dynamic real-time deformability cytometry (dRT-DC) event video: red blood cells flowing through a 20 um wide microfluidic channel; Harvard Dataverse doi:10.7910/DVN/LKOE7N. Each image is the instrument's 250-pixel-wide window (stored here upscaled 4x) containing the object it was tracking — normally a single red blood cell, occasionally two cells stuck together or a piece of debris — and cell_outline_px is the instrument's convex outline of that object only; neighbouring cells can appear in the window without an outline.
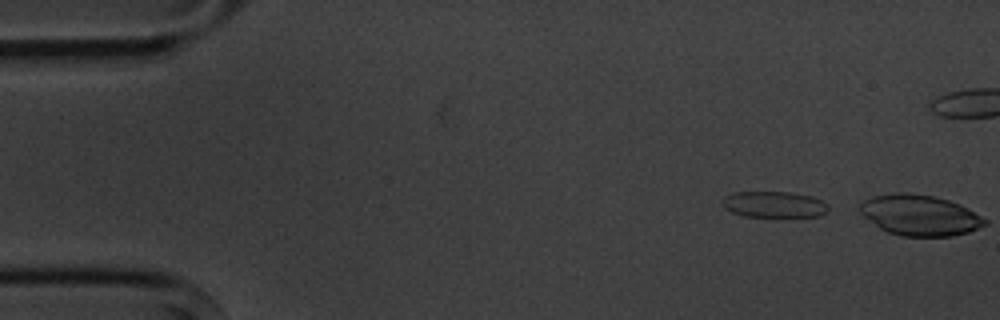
{"species": "common noctule bat (a hibernating species)", "species_latin": "Nyctalus noctula", "temperature_condition": "cold", "stored_images_in_passage": 10, "segment_of_instrument_passage": [1, 2], "camera_frame_rate_fps": 3000, "um_per_image_px": 0.085, "animal": {"sex": "male", "body_mass_g": 20.1, "forearm_length_mm": 53.5}, "frame": {"image": 1, "passage_image": 1, "time_ms": 0.0, "image_size_px": [1000, 320], "cell_outline_px": [[828, 212], [820, 216], [744, 216], [732, 212], [724, 208], [724, 196], [732, 192], [792, 192], [812, 196], [828, 204]], "centroid_in_image_um": [65.82, 17.37], "position_along_channel_um": 19.2, "area_um2": 16.07}}
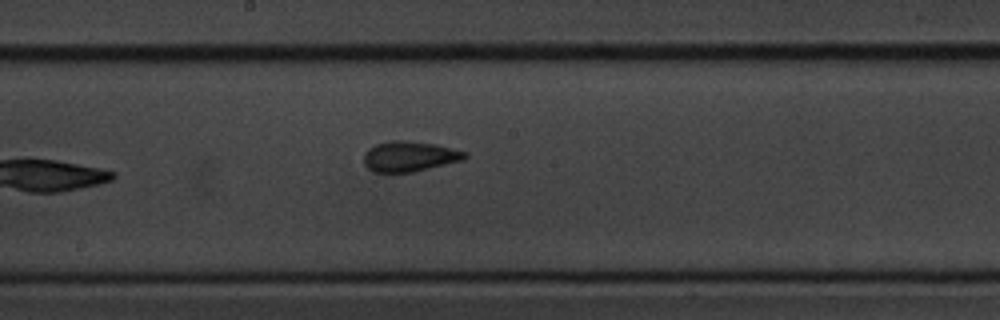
{"frame": {"image": 2, "passage_image": 9, "time_ms": 10.333, "image_size_px": [1000, 320], "cell_outline_px": [[468, 156], [464, 160], [412, 172], [372, 172], [364, 164], [364, 152], [368, 148], [376, 144], [388, 140], [408, 140], [436, 144], [468, 152]], "centroid_in_image_um": [34.81, 13.28], "position_along_channel_um": 213.4, "area_um2": 18.09}}